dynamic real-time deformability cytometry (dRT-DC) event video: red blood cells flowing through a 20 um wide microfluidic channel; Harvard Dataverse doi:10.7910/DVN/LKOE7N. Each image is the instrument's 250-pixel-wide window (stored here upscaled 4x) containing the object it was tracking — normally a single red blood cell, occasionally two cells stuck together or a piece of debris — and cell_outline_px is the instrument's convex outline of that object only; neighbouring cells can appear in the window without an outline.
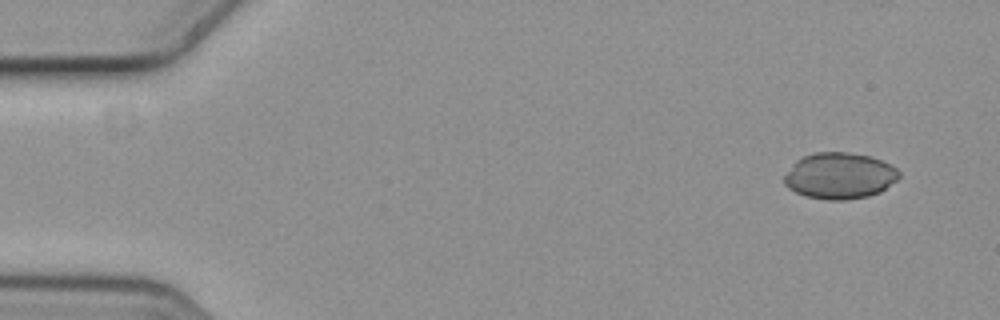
{"species": "common noctule bat (a hibernating species)", "species_latin": "Nyctalus noctula", "temperature_condition": "cold", "stored_images_in_passage": 5, "camera_frame_rate_fps": 3000, "um_per_image_px": 0.085, "animal": {"sex": "female", "body_mass_g": 19.3, "forearm_length_mm": 54.1}, "frame": {"image": 1, "passage_image": 1, "time_ms": 0.0, "image_size_px": [1000, 320], "cell_outline_px": [[900, 176], [896, 180], [880, 192], [868, 196], [844, 200], [828, 200], [808, 196], [796, 192], [788, 188], [784, 184], [784, 176], [796, 160], [804, 156], [816, 152], [848, 152], [872, 156], [892, 164], [900, 172]], "centroid_in_image_um": [71.39, 14.93], "position_along_channel_um": 13.6, "area_um2": 30.98}}